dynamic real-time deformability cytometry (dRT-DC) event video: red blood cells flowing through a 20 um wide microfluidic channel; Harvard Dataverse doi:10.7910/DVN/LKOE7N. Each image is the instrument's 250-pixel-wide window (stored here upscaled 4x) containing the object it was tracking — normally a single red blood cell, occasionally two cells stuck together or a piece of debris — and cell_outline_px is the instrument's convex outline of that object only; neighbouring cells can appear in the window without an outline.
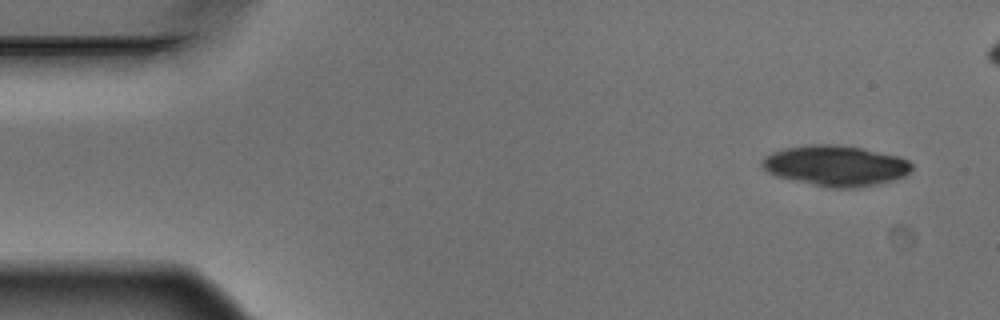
{"species": "Egyptian fruit bat (a non-hibernating species)", "species_latin": "Rousettus aegyptiacus", "temperature_condition": "warm", "stored_images_in_passage": 5, "segment_of_instrument_passage": [2, 2], "camera_frame_rate_fps": 3000, "um_per_image_px": 0.085, "animal": {"sex": "male"}, "frame": {"image": 1, "passage_image": 5, "time_ms": 1.333, "image_size_px": [1000, 320], "cell_outline_px": [[912, 168], [904, 176], [892, 180], [876, 184], [856, 188], [828, 188], [776, 176], [768, 172], [760, 164], [760, 160], [764, 156], [772, 152], [784, 148], [812, 144], [836, 144], [860, 148], [900, 156], [908, 160], [912, 164]], "centroid_in_image_um": [71.0, 14.08], "position_along_channel_um": 14.0, "area_um2": 35.43}}